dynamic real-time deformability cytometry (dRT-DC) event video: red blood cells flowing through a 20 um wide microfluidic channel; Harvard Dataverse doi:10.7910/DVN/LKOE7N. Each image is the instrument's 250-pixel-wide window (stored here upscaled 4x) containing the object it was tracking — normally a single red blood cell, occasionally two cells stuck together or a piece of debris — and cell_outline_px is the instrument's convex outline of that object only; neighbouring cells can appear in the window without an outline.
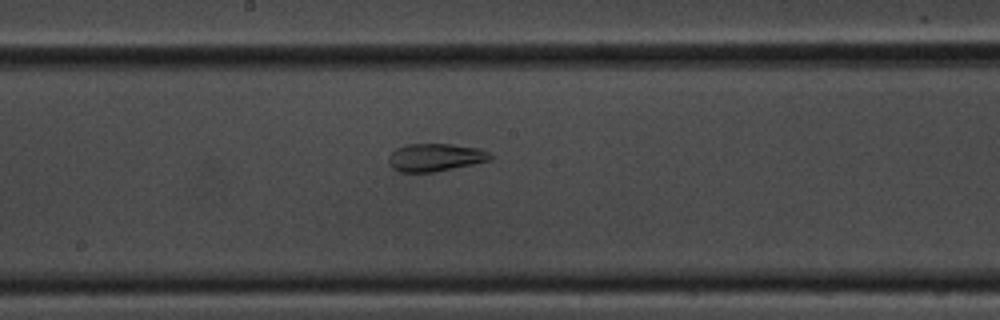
{"species": "common noctule bat (a hibernating species)", "species_latin": "Nyctalus noctula", "temperature_condition": "room temperature", "stored_images_in_passage": 43, "segment_of_instrument_passage": [1, 2], "camera_frame_rate_fps": 3000, "um_per_image_px": 0.085, "animal": {"sex": "male", "body_mass_g": 20.1, "forearm_length_mm": 53.5}, "frame": {"image": 1, "passage_image": 28, "time_ms": 9.0, "image_size_px": [1000, 320], "cell_outline_px": [[492, 160], [436, 172], [400, 172], [392, 168], [388, 164], [388, 156], [396, 148], [408, 144], [452, 144], [480, 148], [488, 152], [492, 156]], "centroid_in_image_um": [36.99, 13.38], "position_along_channel_um": 211.2, "area_um2": 16.65}}
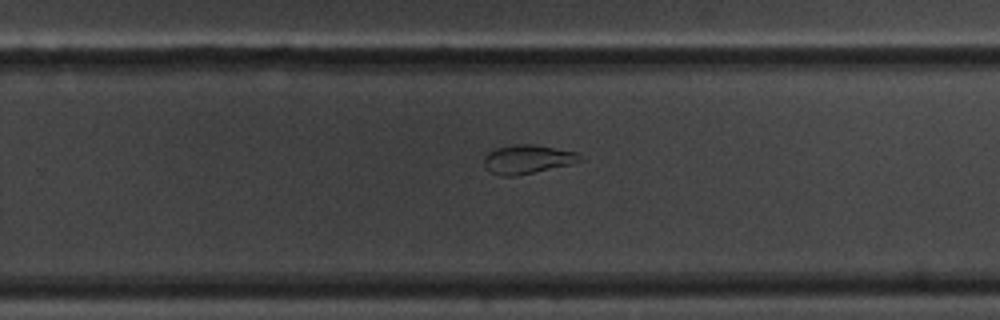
{"frame": {"image": 2, "passage_image": 34, "time_ms": 11.0, "image_size_px": [1000, 320], "cell_outline_px": [[584, 160], [568, 164], [516, 176], [500, 176], [492, 172], [484, 164], [484, 156], [488, 152], [496, 148], [516, 144], [536, 144], [580, 152], [584, 156]], "centroid_in_image_um": [44.89, 13.51], "position_along_channel_um": 284.9, "area_um2": 16.18}}
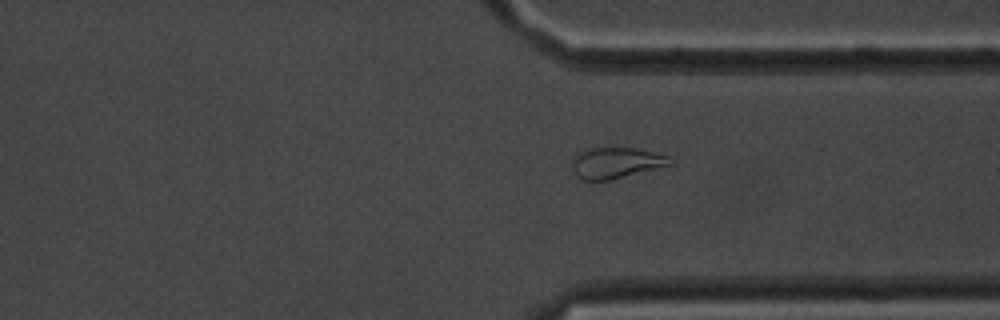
{"frame": {"image": 3, "passage_image": 40, "time_ms": 13.0, "image_size_px": [1000, 320], "cell_outline_px": [[676, 164], [608, 180], [584, 180], [576, 176], [572, 168], [572, 156], [576, 152], [592, 148], [636, 148], [668, 156]], "centroid_in_image_um": [52.35, 13.84], "position_along_channel_um": 359.1, "area_um2": 17.74}}